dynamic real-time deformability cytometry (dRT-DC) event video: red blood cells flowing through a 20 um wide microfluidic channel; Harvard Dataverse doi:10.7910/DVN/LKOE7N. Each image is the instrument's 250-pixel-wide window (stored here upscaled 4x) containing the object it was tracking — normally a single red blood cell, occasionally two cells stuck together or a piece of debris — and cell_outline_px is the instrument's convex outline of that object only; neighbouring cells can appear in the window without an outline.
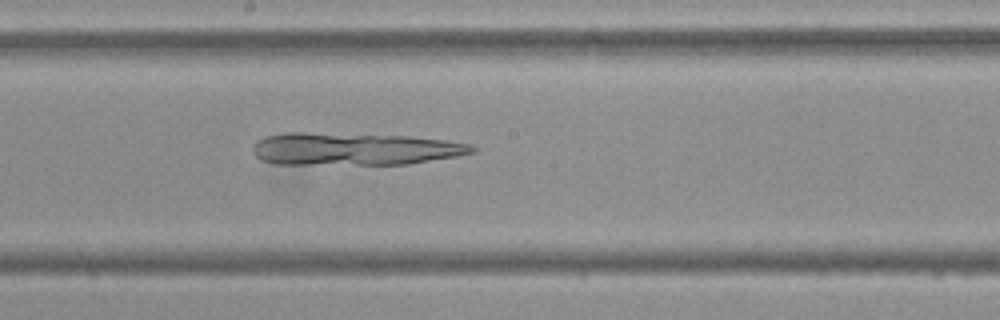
{"species": "Egyptian fruit bat (a non-hibernating species)", "species_latin": "Rousettus aegyptiacus", "temperature_condition": "cold", "stored_images_in_passage": 50, "camera_frame_rate_fps": 3000, "um_per_image_px": 0.085, "frame": {"image": 1, "passage_image": 25, "time_ms": 8.0, "image_size_px": [1000, 320], "cell_outline_px": [[476, 152], [456, 156], [408, 164], [276, 164], [260, 160], [252, 152], [252, 148], [260, 140], [268, 136], [288, 132], [304, 132], [408, 136], [448, 140], [468, 144], [476, 148]], "centroid_in_image_um": [30.12, 12.66], "position_along_channel_um": 218.1, "area_um2": 41.44}}
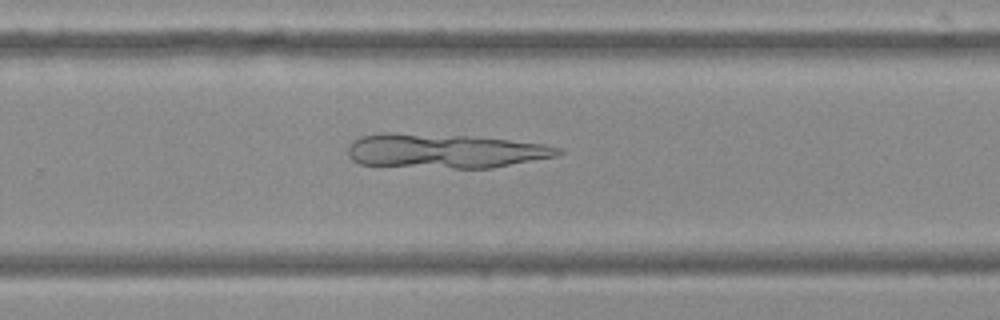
{"frame": {"image": 2, "passage_image": 31, "time_ms": 10.0, "image_size_px": [1000, 320], "cell_outline_px": [[564, 152], [556, 156], [492, 168], [452, 168], [360, 164], [352, 160], [348, 156], [348, 144], [352, 140], [360, 136], [380, 132], [392, 132], [464, 136], [508, 140], [544, 144], [564, 148]], "centroid_in_image_um": [37.77, 12.82], "position_along_channel_um": 292.0, "area_um2": 42.14}}
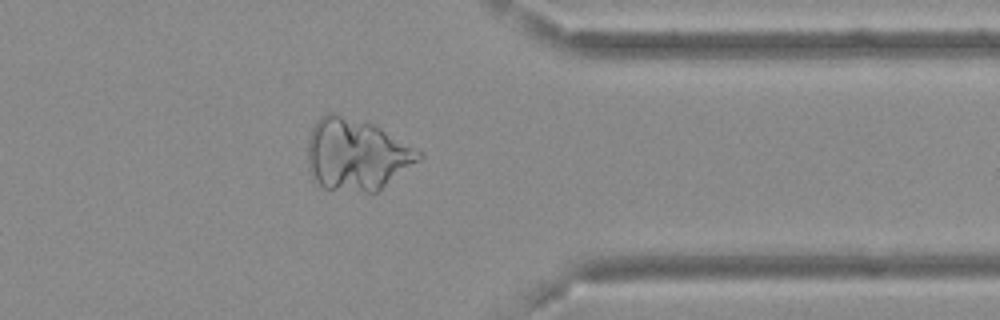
{"frame": {"image": 3, "passage_image": 39, "time_ms": 12.667, "image_size_px": [1000, 320], "cell_outline_px": [[424, 156], [420, 160], [376, 192], [364, 192], [324, 188], [312, 176], [308, 168], [308, 140], [312, 128], [316, 120], [320, 116], [328, 112], [332, 112], [372, 124], [380, 128], [424, 152]], "centroid_in_image_um": [30.3, 13.13], "position_along_channel_um": 381.1, "area_um2": 46.24}}